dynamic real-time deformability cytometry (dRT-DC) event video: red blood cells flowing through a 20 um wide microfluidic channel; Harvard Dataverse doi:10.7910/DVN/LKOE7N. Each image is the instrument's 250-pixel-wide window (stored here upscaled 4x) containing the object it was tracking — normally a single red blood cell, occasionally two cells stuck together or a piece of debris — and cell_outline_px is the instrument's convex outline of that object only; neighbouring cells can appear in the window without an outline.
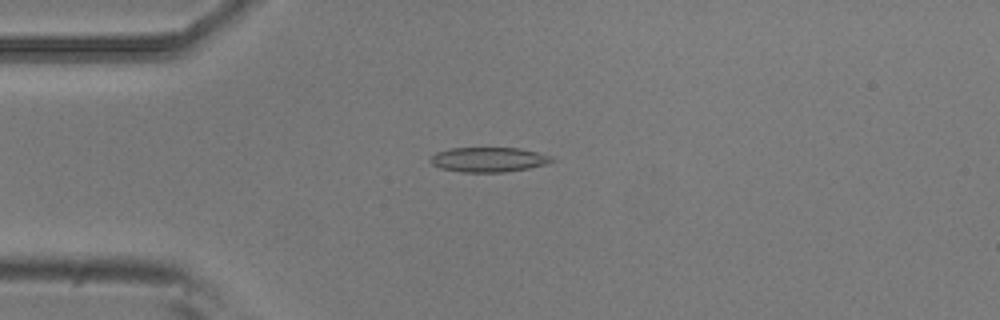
{"species": "common noctule bat (a hibernating species)", "species_latin": "Nyctalus noctula", "temperature_condition": "room temperature", "stored_images_in_passage": 44, "camera_frame_rate_fps": 3000, "um_per_image_px": 0.085, "animal": {"sex": "male", "body_mass_g": 20.5, "forearm_length_mm": 52.5}, "frame": {"image": 1, "passage_image": 4, "time_ms": 1.0, "image_size_px": [1000, 320], "cell_outline_px": [[556, 160], [548, 164], [528, 168], [504, 172], [464, 172], [440, 168], [432, 164], [428, 160], [436, 152], [452, 148], [520, 148], [552, 156]], "centroid_in_image_um": [41.55, 13.56], "position_along_channel_um": 43.5, "area_um2": 17.51}}
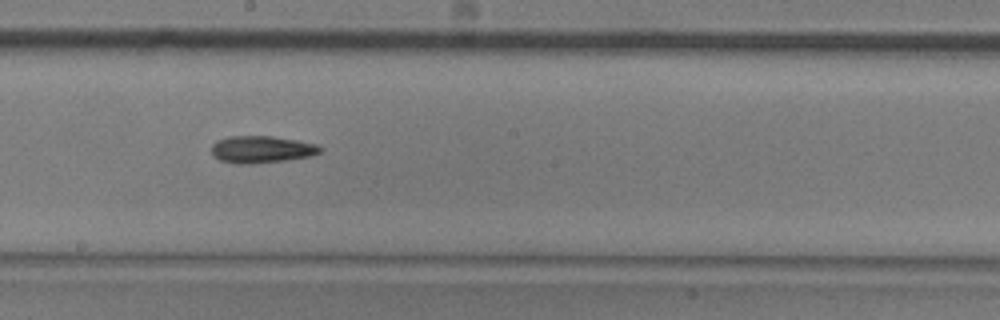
{"frame": {"image": 2, "passage_image": 20, "time_ms": 6.333, "image_size_px": [1000, 320], "cell_outline_px": [[324, 148], [320, 152], [312, 156], [284, 160], [252, 164], [240, 164], [220, 160], [212, 152], [212, 144], [216, 140], [228, 136], [272, 136], [296, 140], [316, 144]], "centroid_in_image_um": [22.25, 12.69], "position_along_channel_um": 226.0, "area_um2": 17.11}}
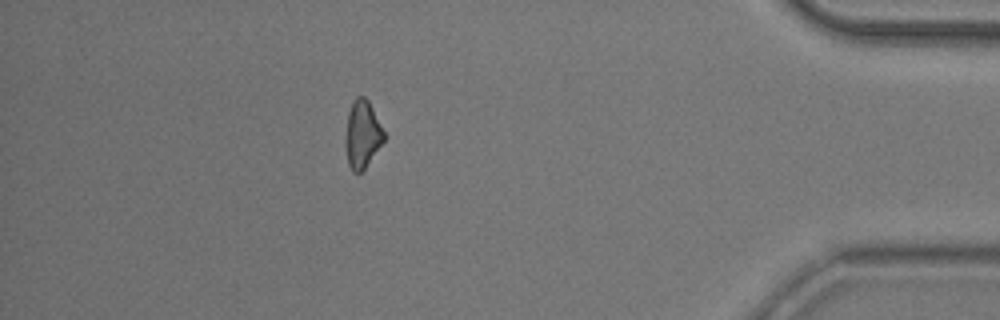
{"frame": {"image": 3, "passage_image": 38, "time_ms": 12.333, "image_size_px": [1000, 320], "cell_outline_px": [[384, 140], [364, 168], [360, 172], [352, 172], [348, 164], [344, 140], [348, 112], [352, 100], [356, 96], [364, 96], [368, 100], [384, 132]], "centroid_in_image_um": [30.76, 11.39], "position_along_channel_um": 404.4, "area_um2": 15.03}, "authors_computed_cell_mechanics": {"area_um2": 16.3285, "velocity_mm_per_s": 3.7516, "shape_relaxation_time_tau1_ms": 4.7487, "shape_relaxation_time_tau2_ms": null, "deformation_change_tau1": 0.1538, "deformation_change_tau2": null}}